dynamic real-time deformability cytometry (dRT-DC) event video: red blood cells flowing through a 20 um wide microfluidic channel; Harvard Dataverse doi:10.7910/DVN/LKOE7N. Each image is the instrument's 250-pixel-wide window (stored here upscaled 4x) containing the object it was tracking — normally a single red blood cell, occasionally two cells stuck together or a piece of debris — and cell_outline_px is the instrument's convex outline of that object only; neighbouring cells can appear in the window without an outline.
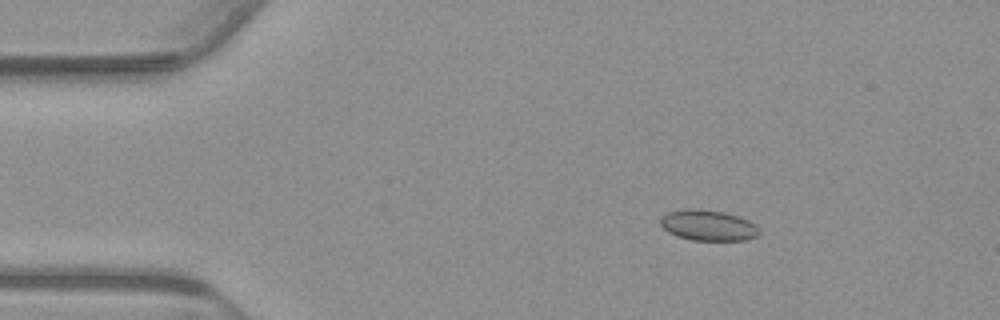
{"species": "common noctule bat (a hibernating species)", "species_latin": "Nyctalus noctula", "temperature_condition": "warm", "stored_images_in_passage": 54, "camera_frame_rate_fps": 3000, "um_per_image_px": 0.085, "animal": {"sex": "male", "body_mass_g": 23.1, "forearm_length_mm": 52.7}, "frame": {"image": 1, "passage_image": 8, "time_ms": 2.333, "image_size_px": [1000, 320], "cell_outline_px": [[760, 232], [756, 236], [748, 240], [692, 240], [676, 236], [668, 232], [660, 224], [660, 220], [668, 212], [688, 208], [700, 208], [724, 212], [748, 220], [756, 224], [760, 228]], "centroid_in_image_um": [60.21, 19.15], "position_along_channel_um": 24.8, "area_um2": 17.74}}
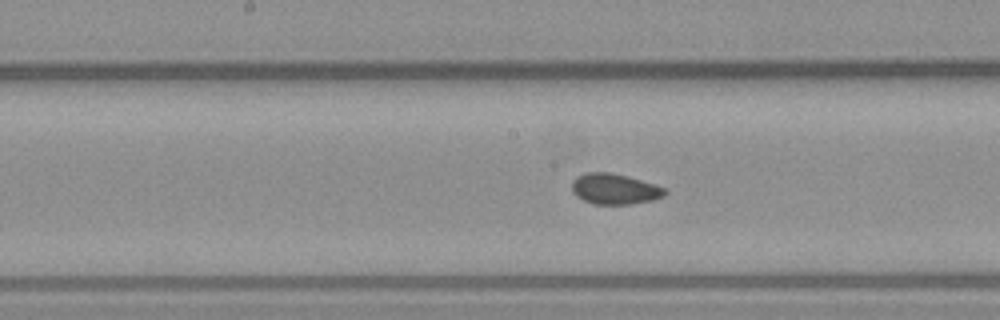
{"frame": {"image": 2, "passage_image": 27, "time_ms": 8.667, "image_size_px": [1000, 320], "cell_outline_px": [[668, 192], [664, 196], [652, 200], [632, 204], [592, 204], [576, 196], [572, 192], [572, 180], [576, 176], [588, 172], [608, 172], [628, 176], [664, 188]], "centroid_in_image_um": [52.21, 16.06], "position_along_channel_um": 196.0, "area_um2": 16.59}}
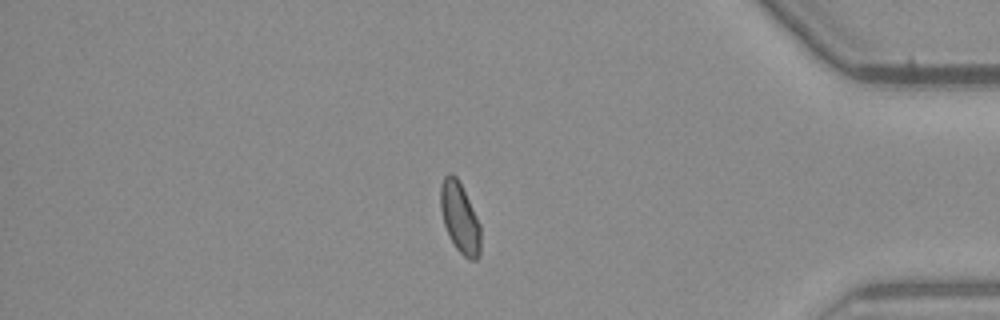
{"frame": {"image": 3, "passage_image": 46, "time_ms": 15.0, "image_size_px": [1000, 320], "cell_outline_px": [[480, 256], [476, 260], [468, 260], [456, 248], [448, 236], [444, 224], [440, 208], [440, 184], [444, 176], [448, 172], [452, 172], [456, 176], [480, 224]], "centroid_in_image_um": [39.06, 18.52], "position_along_channel_um": 396.1, "area_um2": 16.47}, "authors_computed_cell_mechanics": {"area_um2": 16.5886, "velocity_mm_per_s": 3.7396, "shape_relaxation_time_tau1_ms": null, "shape_relaxation_time_tau2_ms": 1.0086, "deformation_change_tau1": null, "deformation_change_tau2": 0.0526}}